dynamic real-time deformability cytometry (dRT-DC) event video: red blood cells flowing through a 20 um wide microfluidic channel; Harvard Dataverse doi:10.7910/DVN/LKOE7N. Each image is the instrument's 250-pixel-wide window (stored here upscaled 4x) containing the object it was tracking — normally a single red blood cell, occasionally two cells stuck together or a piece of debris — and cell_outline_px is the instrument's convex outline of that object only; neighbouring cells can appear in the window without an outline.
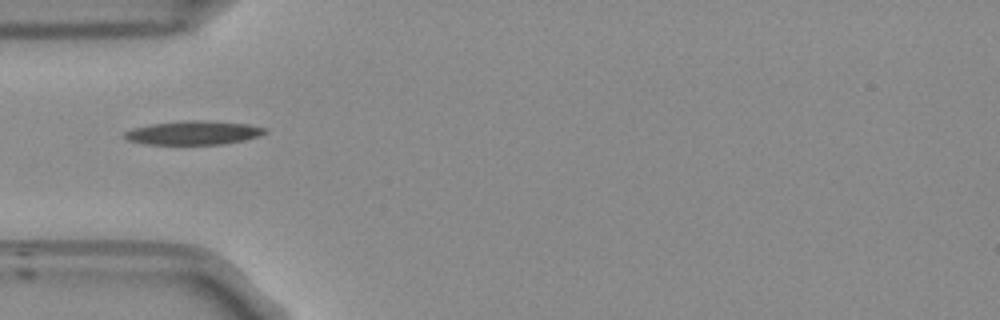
{"species": "Egyptian fruit bat (a non-hibernating species)", "species_latin": "Rousettus aegyptiacus", "temperature_condition": "room temperature", "stored_images_in_passage": 38, "camera_frame_rate_fps": 3000, "um_per_image_px": 0.085, "frame": {"image": 1, "passage_image": 1, "time_ms": 0.0, "image_size_px": [1000, 320], "cell_outline_px": [[268, 132], [260, 136], [244, 140], [224, 144], [144, 144], [128, 140], [124, 136], [124, 132], [132, 128], [152, 124], [184, 120], [208, 120], [248, 124], [268, 128]], "centroid_in_image_um": [16.49, 11.28], "position_along_channel_um": 68.5, "area_um2": 19.65}}
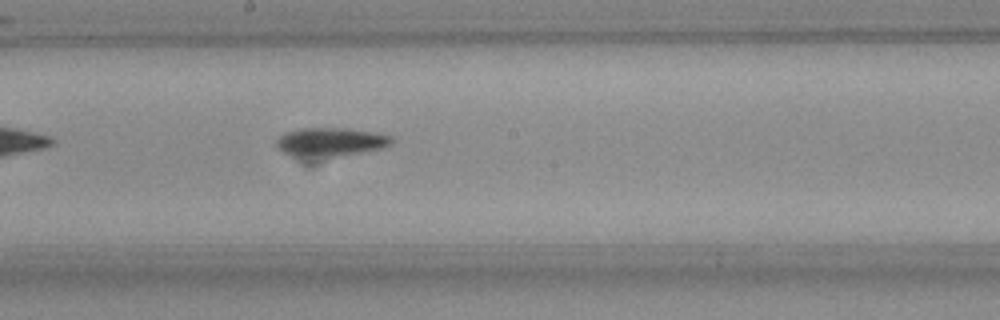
{"frame": {"image": 2, "passage_image": 13, "time_ms": 4.0, "image_size_px": [1000, 320], "cell_outline_px": [[392, 140], [388, 144], [380, 148], [332, 156], [292, 156], [276, 148], [276, 140], [284, 132], [296, 128], [344, 128], [372, 132], [392, 136]], "centroid_in_image_um": [27.98, 12.04], "position_along_channel_um": 220.2, "area_um2": 18.73}}
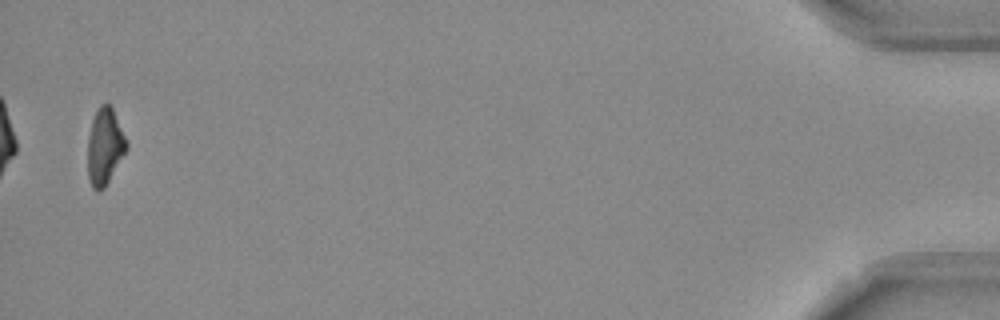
{"frame": {"image": 3, "passage_image": 37, "time_ms": 12.0, "image_size_px": [1000, 320], "cell_outline_px": [[128, 148], [104, 188], [100, 192], [96, 192], [92, 188], [88, 180], [88, 136], [92, 120], [100, 104], [108, 104], [112, 108], [128, 144]], "centroid_in_image_um": [8.89, 12.5], "position_along_channel_um": 426.3, "area_um2": 17.17}, "authors_computed_cell_mechanics": {"area_um2": 18.4382, "velocity_mm_per_s": 3.7622, "shape_relaxation_time_tau1_ms": 10.3679, "shape_relaxation_time_tau2_ms": null, "deformation_change_tau1": 0.2394, "deformation_change_tau2": null}}